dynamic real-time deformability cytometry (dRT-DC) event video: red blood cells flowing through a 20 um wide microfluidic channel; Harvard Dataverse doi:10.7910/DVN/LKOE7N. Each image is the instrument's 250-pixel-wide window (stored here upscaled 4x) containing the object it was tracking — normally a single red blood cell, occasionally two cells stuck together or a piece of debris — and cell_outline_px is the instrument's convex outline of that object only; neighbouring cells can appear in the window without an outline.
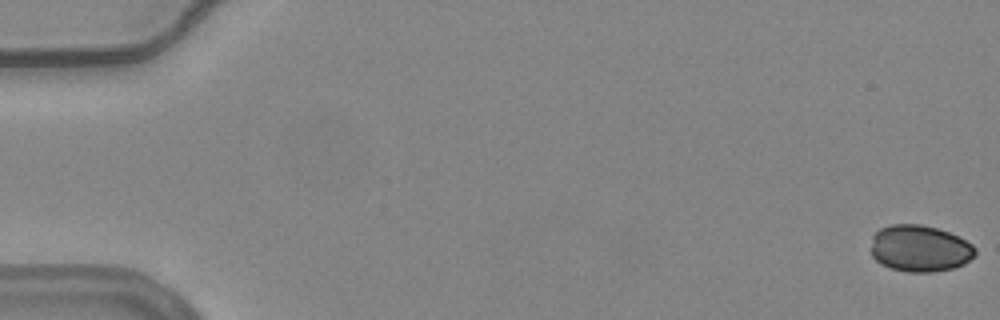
{"species": "common noctule bat (a hibernating species)", "species_latin": "Nyctalus noctula", "temperature_condition": "warm", "stored_images_in_passage": 43, "camera_frame_rate_fps": 3000, "um_per_image_px": 0.085, "animal": {"sex": "female", "body_mass_g": 24.6, "forearm_length_mm": 56.2}, "frame": {"image": 1, "passage_image": 1, "time_ms": 0.0, "image_size_px": [1000, 320], "cell_outline_px": [[976, 252], [964, 264], [952, 268], [932, 272], [908, 272], [892, 268], [880, 264], [872, 256], [872, 236], [880, 228], [892, 224], [920, 224], [936, 228], [960, 236], [972, 244], [976, 248]], "centroid_in_image_um": [78.18, 21.11], "position_along_channel_um": 6.8, "area_um2": 28.32}}
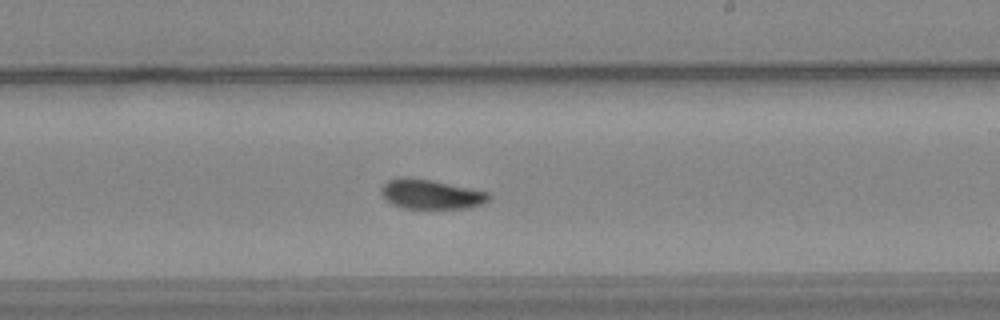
{"frame": {"image": 2, "passage_image": 21, "time_ms": 6.667, "image_size_px": [1000, 320], "cell_outline_px": [[492, 196], [484, 204], [468, 208], [404, 208], [392, 204], [384, 200], [380, 192], [380, 188], [388, 180], [400, 176], [408, 176], [432, 180], [488, 192]], "centroid_in_image_um": [36.59, 16.5], "position_along_channel_um": 252.4, "area_um2": 18.79}}
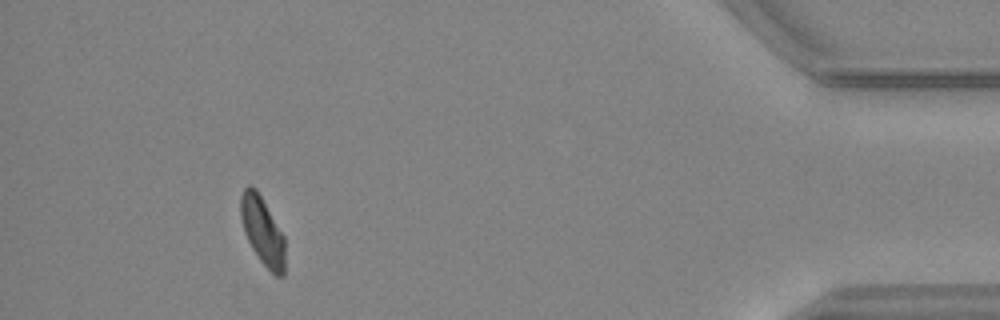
{"frame": {"image": 3, "passage_image": 39, "time_ms": 12.667, "image_size_px": [1000, 320], "cell_outline_px": [[284, 276], [276, 276], [260, 260], [252, 248], [244, 232], [240, 216], [240, 196], [244, 188], [248, 184], [252, 184], [256, 188], [284, 236]], "centroid_in_image_um": [22.29, 19.59], "position_along_channel_um": 412.9, "area_um2": 17.46}, "authors_computed_cell_mechanics": {"area_um2": 18.8428, "velocity_mm_per_s": 3.701, "shape_relaxation_time_tau1_ms": 8.5414, "shape_relaxation_time_tau2_ms": 3.682, "deformation_change_tau1": 0.1864, "deformation_change_tau2": 0.0711}}